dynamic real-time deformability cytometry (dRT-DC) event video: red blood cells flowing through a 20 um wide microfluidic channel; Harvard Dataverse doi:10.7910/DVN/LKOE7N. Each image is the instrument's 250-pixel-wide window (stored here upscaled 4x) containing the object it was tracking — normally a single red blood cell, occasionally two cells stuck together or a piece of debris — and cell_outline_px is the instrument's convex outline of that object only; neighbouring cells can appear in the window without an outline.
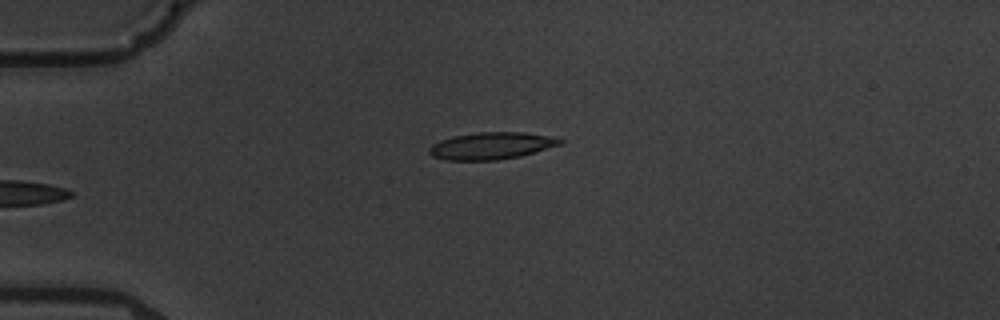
{"species": "common noctule bat (a hibernating species)", "species_latin": "Nyctalus noctula", "temperature_condition": "warm", "stored_images_in_passage": 5, "camera_frame_rate_fps": 3000, "um_per_image_px": 0.085, "animal": {"sex": "male", "body_mass_g": 19.5, "forearm_length_mm": 54.6}, "frame": {"image": 1, "passage_image": 5, "time_ms": 4.667, "image_size_px": [1000, 320], "cell_outline_px": [[564, 140], [560, 144], [520, 156], [496, 160], [444, 160], [432, 156], [428, 152], [428, 148], [432, 144], [440, 140], [452, 136], [476, 132], [524, 132], [556, 136]], "centroid_in_image_um": [41.74, 12.38], "position_along_channel_um": 43.3, "area_um2": 20.75}}